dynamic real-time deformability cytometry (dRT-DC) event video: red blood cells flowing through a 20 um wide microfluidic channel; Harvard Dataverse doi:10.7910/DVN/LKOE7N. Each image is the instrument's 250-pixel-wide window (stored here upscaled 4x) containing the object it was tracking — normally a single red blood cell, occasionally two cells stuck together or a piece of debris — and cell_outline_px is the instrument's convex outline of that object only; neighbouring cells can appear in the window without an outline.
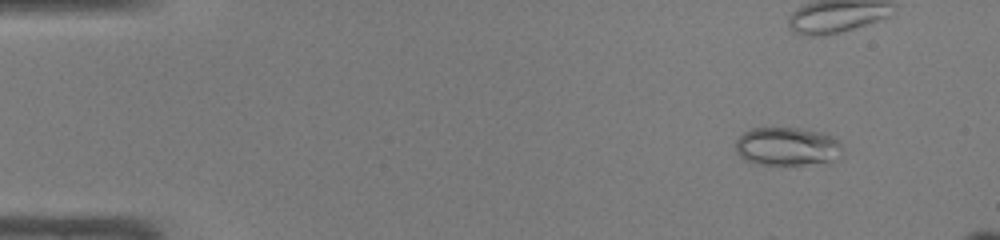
{"species": "common noctule bat (a hibernating species)", "species_latin": "Nyctalus noctula", "temperature_condition": "warm", "stored_images_in_passage": 12, "camera_frame_rate_fps": 3000, "um_per_image_px": 0.085, "animal": {"sex": "male", "body_mass_g": 19.0, "forearm_length_mm": 50.8}, "frame": {"image": 1, "passage_image": 2, "time_ms": 0.333, "image_size_px": [1000, 240], "cell_outline_px": [[840, 148], [832, 160], [828, 164], [756, 164], [744, 160], [736, 152], [736, 140], [744, 132], [752, 128], [800, 128], [824, 132], [840, 140]], "centroid_in_image_um": [66.89, 12.44], "position_along_channel_um": 18.1, "area_um2": 23.93}}